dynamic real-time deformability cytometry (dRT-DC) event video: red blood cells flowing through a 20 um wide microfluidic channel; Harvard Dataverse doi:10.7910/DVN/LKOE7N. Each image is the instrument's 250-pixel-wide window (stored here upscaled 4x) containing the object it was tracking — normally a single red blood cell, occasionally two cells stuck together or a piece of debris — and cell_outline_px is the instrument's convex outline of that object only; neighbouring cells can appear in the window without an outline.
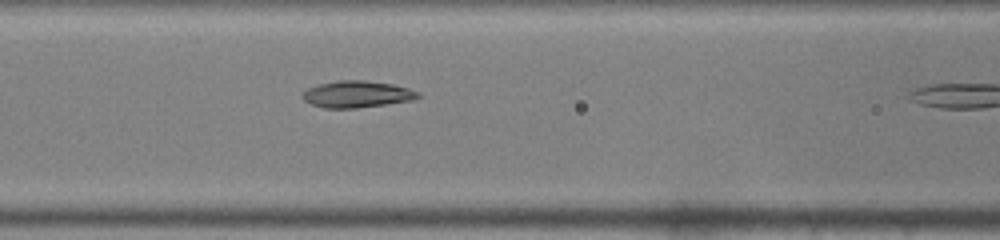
{"species": "common noctule bat (a hibernating species)", "species_latin": "Nyctalus noctula", "temperature_condition": "warm", "stored_images_in_passage": 11, "camera_frame_rate_fps": 3000, "um_per_image_px": 0.085, "animal": {"sex": "male", "body_mass_g": 19.0, "forearm_length_mm": 50.8}, "frame": {"image": 1, "passage_image": 10, "time_ms": 3.0, "image_size_px": [1000, 240], "cell_outline_px": [[420, 96], [412, 100], [356, 108], [324, 108], [312, 104], [304, 100], [300, 96], [308, 88], [320, 84], [336, 80], [364, 80], [392, 84], [408, 88], [420, 92]], "centroid_in_image_um": [30.33, 8.0], "position_along_channel_um": 136.3, "area_um2": 17.86}}